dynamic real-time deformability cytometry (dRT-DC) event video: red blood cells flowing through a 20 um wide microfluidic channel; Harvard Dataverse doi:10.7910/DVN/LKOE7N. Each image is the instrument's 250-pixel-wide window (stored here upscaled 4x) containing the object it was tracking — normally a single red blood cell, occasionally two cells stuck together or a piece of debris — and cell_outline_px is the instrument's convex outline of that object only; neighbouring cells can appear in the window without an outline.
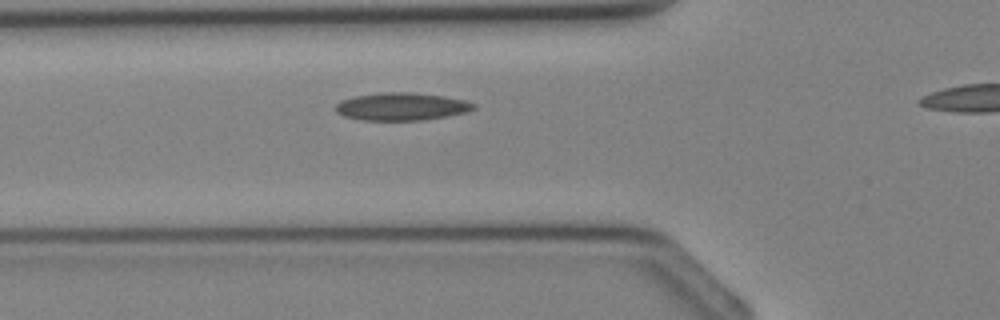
{"species": "Egyptian fruit bat (a non-hibernating species)", "species_latin": "Rousettus aegyptiacus", "temperature_condition": "cold", "stored_images_in_passage": 19, "camera_frame_rate_fps": 3000, "um_per_image_px": 0.085, "animal": {"sex": "female"}, "frame": {"image": 1, "passage_image": 2, "time_ms": 0.333, "image_size_px": [1000, 320], "cell_outline_px": [[476, 108], [468, 112], [448, 116], [424, 120], [360, 120], [344, 116], [336, 112], [336, 104], [340, 100], [356, 96], [380, 92], [408, 92], [444, 96], [464, 100], [476, 104]], "centroid_in_image_um": [34.14, 9.06], "position_along_channel_um": 91.7, "area_um2": 22.37}}
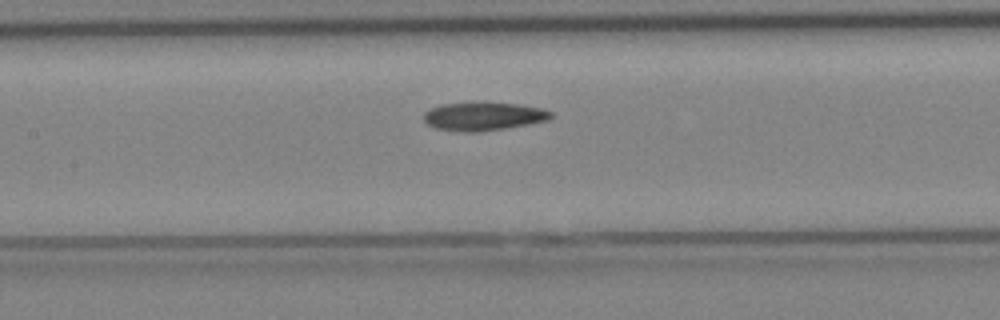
{"frame": {"image": 2, "passage_image": 6, "time_ms": 1.667, "image_size_px": [1000, 320], "cell_outline_px": [[552, 116], [548, 120], [508, 128], [476, 132], [456, 132], [432, 128], [424, 120], [424, 112], [432, 108], [444, 104], [516, 104], [544, 108], [552, 112]], "centroid_in_image_um": [41.09, 9.93], "position_along_channel_um": 166.3, "area_um2": 20.63}}
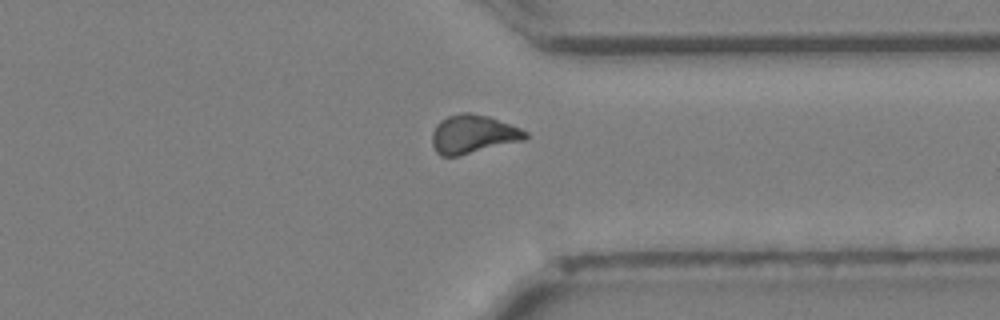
{"frame": {"image": 3, "passage_image": 17, "time_ms": 5.333, "image_size_px": [1000, 320], "cell_outline_px": [[528, 136], [524, 140], [456, 156], [440, 156], [436, 152], [432, 144], [432, 132], [436, 124], [440, 120], [448, 116], [460, 112], [468, 112], [488, 116], [520, 128], [528, 132]], "centroid_in_image_um": [40.18, 11.4], "position_along_channel_um": 371.2, "area_um2": 20.87}}